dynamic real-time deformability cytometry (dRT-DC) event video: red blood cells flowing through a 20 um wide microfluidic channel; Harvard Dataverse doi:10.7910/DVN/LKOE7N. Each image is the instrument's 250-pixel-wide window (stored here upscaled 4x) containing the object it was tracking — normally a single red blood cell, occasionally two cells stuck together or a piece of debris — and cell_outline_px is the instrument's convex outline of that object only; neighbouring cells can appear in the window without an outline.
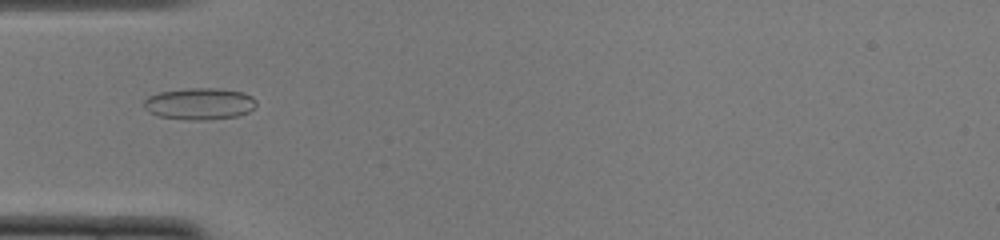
{"species": "common noctule bat (a hibernating species)", "species_latin": "Nyctalus noctula", "temperature_condition": "cold", "stored_images_in_passage": 44, "camera_frame_rate_fps": 3000, "um_per_image_px": 0.085, "animal": {"sex": "female", "body_mass_g": 22.0, "forearm_length_mm": 56.7}, "frame": {"image": 1, "passage_image": 9, "time_ms": 2.667, "image_size_px": [1000, 240], "cell_outline_px": [[256, 104], [248, 112], [236, 116], [208, 120], [188, 120], [160, 116], [148, 112], [144, 108], [144, 100], [148, 96], [160, 92], [184, 88], [216, 88], [244, 92], [252, 96], [256, 100]], "centroid_in_image_um": [16.95, 8.81], "position_along_channel_um": 68.1, "area_um2": 20.87}}
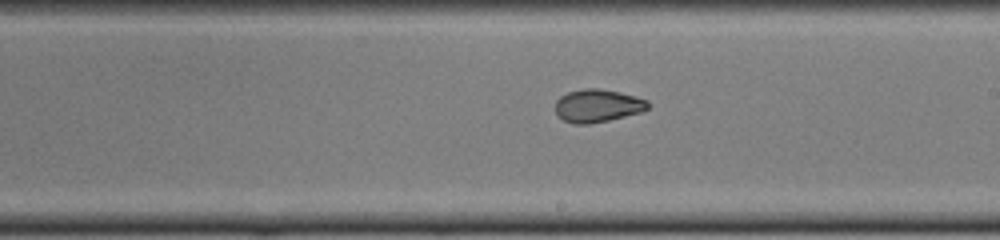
{"frame": {"image": 2, "passage_image": 22, "time_ms": 7.0, "image_size_px": [1000, 240], "cell_outline_px": [[648, 108], [640, 112], [608, 120], [588, 124], [572, 124], [564, 120], [556, 112], [556, 100], [560, 96], [568, 92], [584, 88], [600, 88], [620, 92], [636, 96], [648, 100]], "centroid_in_image_um": [50.79, 8.97], "position_along_channel_um": 238.2, "area_um2": 17.69}}
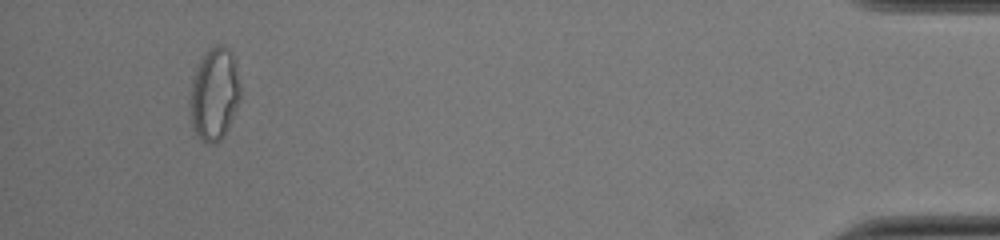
{"frame": {"image": 3, "passage_image": 41, "time_ms": 13.333, "image_size_px": [1000, 240], "cell_outline_px": [[240, 96], [228, 128], [224, 136], [220, 140], [212, 144], [204, 144], [200, 140], [192, 128], [188, 104], [188, 96], [192, 80], [196, 68], [200, 60], [208, 48], [216, 44], [224, 44], [232, 52], [240, 84]], "centroid_in_image_um": [18.18, 8.0], "position_along_channel_um": 417.0, "area_um2": 27.69}, "authors_computed_cell_mechanics": {"area_um2": 19.2185, "velocity_mm_per_s": 3.9277, "shape_relaxation_time_tau1_ms": 11.0741, "shape_relaxation_time_tau2_ms": 1.4636, "deformation_change_tau1": 0.2528, "deformation_change_tau2": 0.0485}}